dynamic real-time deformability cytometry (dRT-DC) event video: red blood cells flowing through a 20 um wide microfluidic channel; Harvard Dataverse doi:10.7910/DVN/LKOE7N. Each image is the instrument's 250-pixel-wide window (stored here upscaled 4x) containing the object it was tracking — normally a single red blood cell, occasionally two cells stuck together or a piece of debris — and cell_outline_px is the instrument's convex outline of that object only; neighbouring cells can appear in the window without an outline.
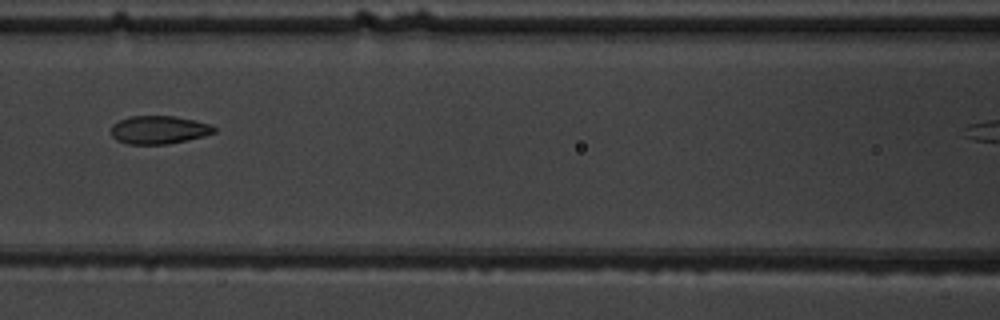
{"species": "common noctule bat (a hibernating species)", "species_latin": "Nyctalus noctula", "temperature_condition": "warm", "stored_images_in_passage": 6, "segment_of_instrument_passage": [1, 2], "camera_frame_rate_fps": 3000, "um_per_image_px": 0.085, "animal": {"sex": "male", "body_mass_g": 19.5, "forearm_length_mm": 54.6}, "frame": {"image": 1, "passage_image": 5, "time_ms": 4.667, "image_size_px": [1000, 320], "cell_outline_px": [[216, 132], [204, 136], [188, 140], [168, 144], [128, 144], [116, 140], [112, 136], [112, 124], [120, 120], [132, 116], [176, 116], [196, 120], [208, 124], [216, 128]], "centroid_in_image_um": [13.52, 11.04], "position_along_channel_um": 153.1, "area_um2": 16.94}}